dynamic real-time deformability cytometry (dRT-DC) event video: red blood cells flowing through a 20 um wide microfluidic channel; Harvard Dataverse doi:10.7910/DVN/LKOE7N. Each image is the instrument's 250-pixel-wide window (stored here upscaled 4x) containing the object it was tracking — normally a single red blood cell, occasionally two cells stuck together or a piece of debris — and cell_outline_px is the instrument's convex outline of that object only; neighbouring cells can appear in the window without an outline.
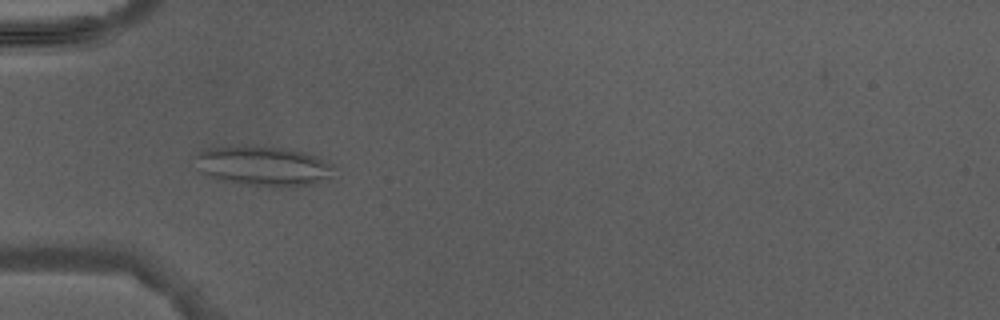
{"species": "Egyptian fruit bat (a non-hibernating species)", "species_latin": "Rousettus aegyptiacus", "temperature_condition": "warm", "stored_images_in_passage": 4, "camera_frame_rate_fps": 3000, "um_per_image_px": 0.085, "animal": {"sex": "male"}, "frame": {"image": 1, "passage_image": 4, "time_ms": 3.667, "image_size_px": [1000, 320], "cell_outline_px": [[332, 168], [328, 176], [312, 184], [288, 188], [244, 184], [220, 180], [200, 172], [196, 156], [200, 152], [208, 148], [284, 148], [304, 152], [332, 164]], "centroid_in_image_um": [22.37, 14.15], "position_along_channel_um": 62.6, "area_um2": 30.87}}